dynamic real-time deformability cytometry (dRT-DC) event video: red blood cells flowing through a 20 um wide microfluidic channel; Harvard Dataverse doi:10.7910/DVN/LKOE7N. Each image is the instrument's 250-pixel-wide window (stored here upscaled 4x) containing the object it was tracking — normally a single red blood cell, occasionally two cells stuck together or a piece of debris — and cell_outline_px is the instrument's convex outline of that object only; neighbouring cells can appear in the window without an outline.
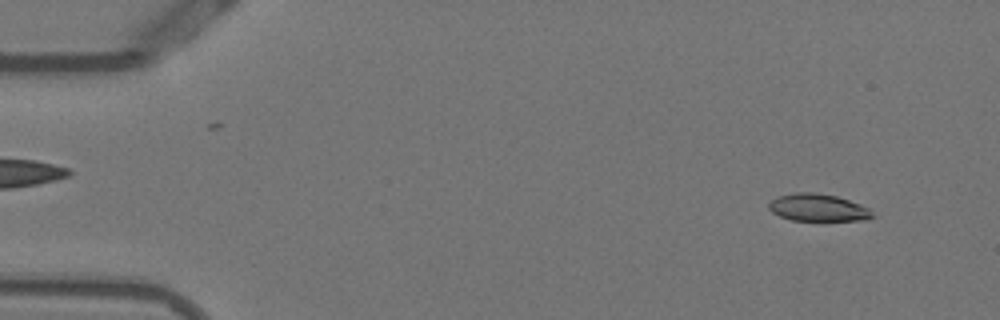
{"species": "Egyptian fruit bat (a non-hibernating species)", "species_latin": "Rousettus aegyptiacus", "temperature_condition": "warm", "stored_images_in_passage": 52, "camera_frame_rate_fps": 3000, "um_per_image_px": 0.085, "animal": {"sex": "female"}, "frame": {"image": 1, "passage_image": 4, "time_ms": 1.0, "image_size_px": [1000, 320], "cell_outline_px": [[876, 216], [864, 220], [824, 224], [820, 224], [792, 220], [780, 216], [772, 212], [768, 208], [768, 204], [772, 200], [780, 196], [796, 192], [816, 192], [836, 196], [860, 204], [868, 208]], "centroid_in_image_um": [69.58, 17.72], "position_along_channel_um": 15.4, "area_um2": 17.46}}
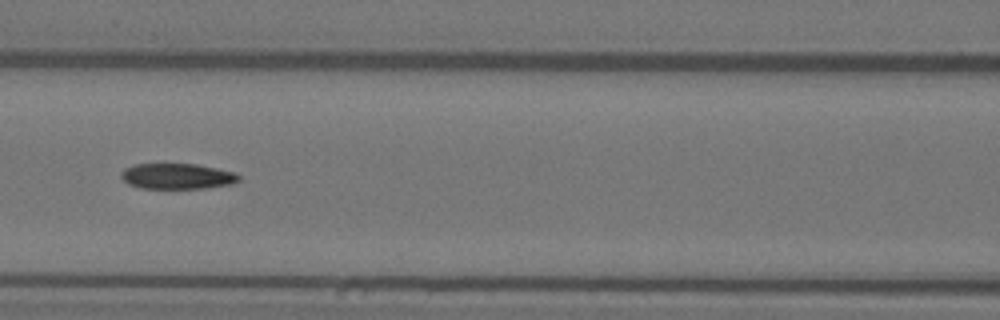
{"frame": {"image": 2, "passage_image": 23, "time_ms": 7.333, "image_size_px": [1000, 320], "cell_outline_px": [[240, 180], [232, 184], [204, 188], [140, 188], [128, 184], [120, 176], [120, 172], [124, 168], [136, 164], [196, 164], [216, 168], [232, 172], [240, 176]], "centroid_in_image_um": [15.03, 14.98], "position_along_channel_um": 151.6, "area_um2": 17.51}}
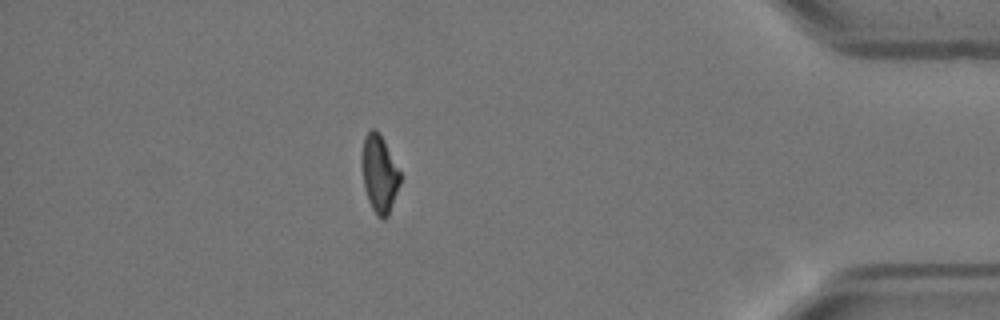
{"frame": {"image": 3, "passage_image": 46, "time_ms": 15.0, "image_size_px": [1000, 320], "cell_outline_px": [[400, 184], [388, 216], [384, 220], [376, 216], [368, 200], [364, 188], [360, 164], [360, 156], [364, 136], [372, 128], [376, 128], [384, 140], [400, 172]], "centroid_in_image_um": [32.21, 14.76], "position_along_channel_um": 403.0, "area_um2": 17.63}, "authors_computed_cell_mechanics": {"area_um2": 18.2359, "velocity_mm_per_s": 3.8336, "shape_relaxation_time_tau1_ms": null, "shape_relaxation_time_tau2_ms": 4.5165, "deformation_change_tau1": null, "deformation_change_tau2": 0.1092}}